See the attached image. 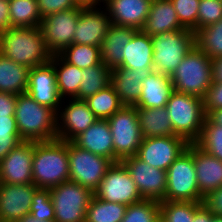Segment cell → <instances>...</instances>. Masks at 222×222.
<instances>
[{
  "label": "cell",
  "instance_id": "obj_27",
  "mask_svg": "<svg viewBox=\"0 0 222 222\" xmlns=\"http://www.w3.org/2000/svg\"><path fill=\"white\" fill-rule=\"evenodd\" d=\"M121 68L154 70L151 36L138 30L124 48Z\"/></svg>",
  "mask_w": 222,
  "mask_h": 222
},
{
  "label": "cell",
  "instance_id": "obj_34",
  "mask_svg": "<svg viewBox=\"0 0 222 222\" xmlns=\"http://www.w3.org/2000/svg\"><path fill=\"white\" fill-rule=\"evenodd\" d=\"M127 205L107 202L93 196L86 211L85 222H121Z\"/></svg>",
  "mask_w": 222,
  "mask_h": 222
},
{
  "label": "cell",
  "instance_id": "obj_36",
  "mask_svg": "<svg viewBox=\"0 0 222 222\" xmlns=\"http://www.w3.org/2000/svg\"><path fill=\"white\" fill-rule=\"evenodd\" d=\"M67 63L80 69L101 64L100 47L71 44L59 54Z\"/></svg>",
  "mask_w": 222,
  "mask_h": 222
},
{
  "label": "cell",
  "instance_id": "obj_54",
  "mask_svg": "<svg viewBox=\"0 0 222 222\" xmlns=\"http://www.w3.org/2000/svg\"><path fill=\"white\" fill-rule=\"evenodd\" d=\"M211 222H222V217L214 215Z\"/></svg>",
  "mask_w": 222,
  "mask_h": 222
},
{
  "label": "cell",
  "instance_id": "obj_6",
  "mask_svg": "<svg viewBox=\"0 0 222 222\" xmlns=\"http://www.w3.org/2000/svg\"><path fill=\"white\" fill-rule=\"evenodd\" d=\"M154 71L171 76L182 59L195 47L190 29L171 30L151 36Z\"/></svg>",
  "mask_w": 222,
  "mask_h": 222
},
{
  "label": "cell",
  "instance_id": "obj_22",
  "mask_svg": "<svg viewBox=\"0 0 222 222\" xmlns=\"http://www.w3.org/2000/svg\"><path fill=\"white\" fill-rule=\"evenodd\" d=\"M153 70L115 67L111 72V84L123 105L134 106L142 90V81Z\"/></svg>",
  "mask_w": 222,
  "mask_h": 222
},
{
  "label": "cell",
  "instance_id": "obj_50",
  "mask_svg": "<svg viewBox=\"0 0 222 222\" xmlns=\"http://www.w3.org/2000/svg\"><path fill=\"white\" fill-rule=\"evenodd\" d=\"M212 72L213 82H222V57L213 59Z\"/></svg>",
  "mask_w": 222,
  "mask_h": 222
},
{
  "label": "cell",
  "instance_id": "obj_49",
  "mask_svg": "<svg viewBox=\"0 0 222 222\" xmlns=\"http://www.w3.org/2000/svg\"><path fill=\"white\" fill-rule=\"evenodd\" d=\"M214 214L203 204L195 213L193 222H211Z\"/></svg>",
  "mask_w": 222,
  "mask_h": 222
},
{
  "label": "cell",
  "instance_id": "obj_8",
  "mask_svg": "<svg viewBox=\"0 0 222 222\" xmlns=\"http://www.w3.org/2000/svg\"><path fill=\"white\" fill-rule=\"evenodd\" d=\"M107 120L114 145V163L136 155L143 140L137 108L123 105Z\"/></svg>",
  "mask_w": 222,
  "mask_h": 222
},
{
  "label": "cell",
  "instance_id": "obj_40",
  "mask_svg": "<svg viewBox=\"0 0 222 222\" xmlns=\"http://www.w3.org/2000/svg\"><path fill=\"white\" fill-rule=\"evenodd\" d=\"M22 141L15 116H0V162Z\"/></svg>",
  "mask_w": 222,
  "mask_h": 222
},
{
  "label": "cell",
  "instance_id": "obj_19",
  "mask_svg": "<svg viewBox=\"0 0 222 222\" xmlns=\"http://www.w3.org/2000/svg\"><path fill=\"white\" fill-rule=\"evenodd\" d=\"M32 184H0V221L17 222L30 213L34 192Z\"/></svg>",
  "mask_w": 222,
  "mask_h": 222
},
{
  "label": "cell",
  "instance_id": "obj_48",
  "mask_svg": "<svg viewBox=\"0 0 222 222\" xmlns=\"http://www.w3.org/2000/svg\"><path fill=\"white\" fill-rule=\"evenodd\" d=\"M10 28L9 0H0V33Z\"/></svg>",
  "mask_w": 222,
  "mask_h": 222
},
{
  "label": "cell",
  "instance_id": "obj_11",
  "mask_svg": "<svg viewBox=\"0 0 222 222\" xmlns=\"http://www.w3.org/2000/svg\"><path fill=\"white\" fill-rule=\"evenodd\" d=\"M94 196L107 202L127 206L143 200L135 182L121 162L112 163L107 169Z\"/></svg>",
  "mask_w": 222,
  "mask_h": 222
},
{
  "label": "cell",
  "instance_id": "obj_10",
  "mask_svg": "<svg viewBox=\"0 0 222 222\" xmlns=\"http://www.w3.org/2000/svg\"><path fill=\"white\" fill-rule=\"evenodd\" d=\"M69 180L91 190H97L112 162L68 141Z\"/></svg>",
  "mask_w": 222,
  "mask_h": 222
},
{
  "label": "cell",
  "instance_id": "obj_47",
  "mask_svg": "<svg viewBox=\"0 0 222 222\" xmlns=\"http://www.w3.org/2000/svg\"><path fill=\"white\" fill-rule=\"evenodd\" d=\"M17 95L0 92V116H14Z\"/></svg>",
  "mask_w": 222,
  "mask_h": 222
},
{
  "label": "cell",
  "instance_id": "obj_17",
  "mask_svg": "<svg viewBox=\"0 0 222 222\" xmlns=\"http://www.w3.org/2000/svg\"><path fill=\"white\" fill-rule=\"evenodd\" d=\"M26 93L39 104L58 112L62 98L58 93L56 73L51 62L29 69Z\"/></svg>",
  "mask_w": 222,
  "mask_h": 222
},
{
  "label": "cell",
  "instance_id": "obj_43",
  "mask_svg": "<svg viewBox=\"0 0 222 222\" xmlns=\"http://www.w3.org/2000/svg\"><path fill=\"white\" fill-rule=\"evenodd\" d=\"M222 19L221 0H200L197 15V31Z\"/></svg>",
  "mask_w": 222,
  "mask_h": 222
},
{
  "label": "cell",
  "instance_id": "obj_31",
  "mask_svg": "<svg viewBox=\"0 0 222 222\" xmlns=\"http://www.w3.org/2000/svg\"><path fill=\"white\" fill-rule=\"evenodd\" d=\"M112 69L103 63L82 69V80L75 99L86 100L111 84Z\"/></svg>",
  "mask_w": 222,
  "mask_h": 222
},
{
  "label": "cell",
  "instance_id": "obj_3",
  "mask_svg": "<svg viewBox=\"0 0 222 222\" xmlns=\"http://www.w3.org/2000/svg\"><path fill=\"white\" fill-rule=\"evenodd\" d=\"M56 112L27 93L17 95L15 120L23 141H52L57 135Z\"/></svg>",
  "mask_w": 222,
  "mask_h": 222
},
{
  "label": "cell",
  "instance_id": "obj_42",
  "mask_svg": "<svg viewBox=\"0 0 222 222\" xmlns=\"http://www.w3.org/2000/svg\"><path fill=\"white\" fill-rule=\"evenodd\" d=\"M30 213L34 217L55 221V212L51 200L50 189L37 188L35 190Z\"/></svg>",
  "mask_w": 222,
  "mask_h": 222
},
{
  "label": "cell",
  "instance_id": "obj_15",
  "mask_svg": "<svg viewBox=\"0 0 222 222\" xmlns=\"http://www.w3.org/2000/svg\"><path fill=\"white\" fill-rule=\"evenodd\" d=\"M129 172L143 199L162 201L165 198L167 172L151 167L136 155L120 161Z\"/></svg>",
  "mask_w": 222,
  "mask_h": 222
},
{
  "label": "cell",
  "instance_id": "obj_4",
  "mask_svg": "<svg viewBox=\"0 0 222 222\" xmlns=\"http://www.w3.org/2000/svg\"><path fill=\"white\" fill-rule=\"evenodd\" d=\"M212 62L195 45L170 76L174 91L203 99L213 83Z\"/></svg>",
  "mask_w": 222,
  "mask_h": 222
},
{
  "label": "cell",
  "instance_id": "obj_53",
  "mask_svg": "<svg viewBox=\"0 0 222 222\" xmlns=\"http://www.w3.org/2000/svg\"><path fill=\"white\" fill-rule=\"evenodd\" d=\"M17 222H55V221H48L43 218L34 217L31 213L26 214Z\"/></svg>",
  "mask_w": 222,
  "mask_h": 222
},
{
  "label": "cell",
  "instance_id": "obj_2",
  "mask_svg": "<svg viewBox=\"0 0 222 222\" xmlns=\"http://www.w3.org/2000/svg\"><path fill=\"white\" fill-rule=\"evenodd\" d=\"M33 184L51 189L69 180L68 141L34 142Z\"/></svg>",
  "mask_w": 222,
  "mask_h": 222
},
{
  "label": "cell",
  "instance_id": "obj_20",
  "mask_svg": "<svg viewBox=\"0 0 222 222\" xmlns=\"http://www.w3.org/2000/svg\"><path fill=\"white\" fill-rule=\"evenodd\" d=\"M151 0H104V8L114 25L142 30Z\"/></svg>",
  "mask_w": 222,
  "mask_h": 222
},
{
  "label": "cell",
  "instance_id": "obj_52",
  "mask_svg": "<svg viewBox=\"0 0 222 222\" xmlns=\"http://www.w3.org/2000/svg\"><path fill=\"white\" fill-rule=\"evenodd\" d=\"M215 124L222 126V108L212 110L207 115Z\"/></svg>",
  "mask_w": 222,
  "mask_h": 222
},
{
  "label": "cell",
  "instance_id": "obj_30",
  "mask_svg": "<svg viewBox=\"0 0 222 222\" xmlns=\"http://www.w3.org/2000/svg\"><path fill=\"white\" fill-rule=\"evenodd\" d=\"M50 62L54 66L60 97L75 98L82 80V69L67 63L59 54L52 55Z\"/></svg>",
  "mask_w": 222,
  "mask_h": 222
},
{
  "label": "cell",
  "instance_id": "obj_24",
  "mask_svg": "<svg viewBox=\"0 0 222 222\" xmlns=\"http://www.w3.org/2000/svg\"><path fill=\"white\" fill-rule=\"evenodd\" d=\"M194 165L200 195L204 198L222 186V161L194 144Z\"/></svg>",
  "mask_w": 222,
  "mask_h": 222
},
{
  "label": "cell",
  "instance_id": "obj_9",
  "mask_svg": "<svg viewBox=\"0 0 222 222\" xmlns=\"http://www.w3.org/2000/svg\"><path fill=\"white\" fill-rule=\"evenodd\" d=\"M55 222H85L94 193L71 180L50 189Z\"/></svg>",
  "mask_w": 222,
  "mask_h": 222
},
{
  "label": "cell",
  "instance_id": "obj_41",
  "mask_svg": "<svg viewBox=\"0 0 222 222\" xmlns=\"http://www.w3.org/2000/svg\"><path fill=\"white\" fill-rule=\"evenodd\" d=\"M180 24L197 32V15L200 0H171Z\"/></svg>",
  "mask_w": 222,
  "mask_h": 222
},
{
  "label": "cell",
  "instance_id": "obj_21",
  "mask_svg": "<svg viewBox=\"0 0 222 222\" xmlns=\"http://www.w3.org/2000/svg\"><path fill=\"white\" fill-rule=\"evenodd\" d=\"M72 142L79 148L108 158L114 163V145L108 120L97 119Z\"/></svg>",
  "mask_w": 222,
  "mask_h": 222
},
{
  "label": "cell",
  "instance_id": "obj_25",
  "mask_svg": "<svg viewBox=\"0 0 222 222\" xmlns=\"http://www.w3.org/2000/svg\"><path fill=\"white\" fill-rule=\"evenodd\" d=\"M137 31L131 27L111 24L100 47L101 62L110 69L118 67L124 58V48Z\"/></svg>",
  "mask_w": 222,
  "mask_h": 222
},
{
  "label": "cell",
  "instance_id": "obj_46",
  "mask_svg": "<svg viewBox=\"0 0 222 222\" xmlns=\"http://www.w3.org/2000/svg\"><path fill=\"white\" fill-rule=\"evenodd\" d=\"M203 204L216 216L222 217V186L204 197Z\"/></svg>",
  "mask_w": 222,
  "mask_h": 222
},
{
  "label": "cell",
  "instance_id": "obj_16",
  "mask_svg": "<svg viewBox=\"0 0 222 222\" xmlns=\"http://www.w3.org/2000/svg\"><path fill=\"white\" fill-rule=\"evenodd\" d=\"M34 141H22L0 162V182L32 184Z\"/></svg>",
  "mask_w": 222,
  "mask_h": 222
},
{
  "label": "cell",
  "instance_id": "obj_38",
  "mask_svg": "<svg viewBox=\"0 0 222 222\" xmlns=\"http://www.w3.org/2000/svg\"><path fill=\"white\" fill-rule=\"evenodd\" d=\"M203 202L160 201V215L166 222H193L194 213Z\"/></svg>",
  "mask_w": 222,
  "mask_h": 222
},
{
  "label": "cell",
  "instance_id": "obj_23",
  "mask_svg": "<svg viewBox=\"0 0 222 222\" xmlns=\"http://www.w3.org/2000/svg\"><path fill=\"white\" fill-rule=\"evenodd\" d=\"M141 85L143 88L134 105L136 108L165 107L174 91L170 76L154 70L142 81Z\"/></svg>",
  "mask_w": 222,
  "mask_h": 222
},
{
  "label": "cell",
  "instance_id": "obj_13",
  "mask_svg": "<svg viewBox=\"0 0 222 222\" xmlns=\"http://www.w3.org/2000/svg\"><path fill=\"white\" fill-rule=\"evenodd\" d=\"M189 144L178 135L143 138L136 156L151 167L166 171Z\"/></svg>",
  "mask_w": 222,
  "mask_h": 222
},
{
  "label": "cell",
  "instance_id": "obj_12",
  "mask_svg": "<svg viewBox=\"0 0 222 222\" xmlns=\"http://www.w3.org/2000/svg\"><path fill=\"white\" fill-rule=\"evenodd\" d=\"M81 6L59 11L42 18L40 29L48 51L52 55L60 54L73 44Z\"/></svg>",
  "mask_w": 222,
  "mask_h": 222
},
{
  "label": "cell",
  "instance_id": "obj_39",
  "mask_svg": "<svg viewBox=\"0 0 222 222\" xmlns=\"http://www.w3.org/2000/svg\"><path fill=\"white\" fill-rule=\"evenodd\" d=\"M160 216V202L143 199L128 205L121 222H155Z\"/></svg>",
  "mask_w": 222,
  "mask_h": 222
},
{
  "label": "cell",
  "instance_id": "obj_37",
  "mask_svg": "<svg viewBox=\"0 0 222 222\" xmlns=\"http://www.w3.org/2000/svg\"><path fill=\"white\" fill-rule=\"evenodd\" d=\"M205 153L222 161V126L205 117L200 137L194 142Z\"/></svg>",
  "mask_w": 222,
  "mask_h": 222
},
{
  "label": "cell",
  "instance_id": "obj_7",
  "mask_svg": "<svg viewBox=\"0 0 222 222\" xmlns=\"http://www.w3.org/2000/svg\"><path fill=\"white\" fill-rule=\"evenodd\" d=\"M165 198L162 201L203 202L196 181L194 165V143L169 166Z\"/></svg>",
  "mask_w": 222,
  "mask_h": 222
},
{
  "label": "cell",
  "instance_id": "obj_29",
  "mask_svg": "<svg viewBox=\"0 0 222 222\" xmlns=\"http://www.w3.org/2000/svg\"><path fill=\"white\" fill-rule=\"evenodd\" d=\"M29 69L0 53V92L14 95L26 93Z\"/></svg>",
  "mask_w": 222,
  "mask_h": 222
},
{
  "label": "cell",
  "instance_id": "obj_35",
  "mask_svg": "<svg viewBox=\"0 0 222 222\" xmlns=\"http://www.w3.org/2000/svg\"><path fill=\"white\" fill-rule=\"evenodd\" d=\"M195 45L212 60L222 57V19L198 30Z\"/></svg>",
  "mask_w": 222,
  "mask_h": 222
},
{
  "label": "cell",
  "instance_id": "obj_1",
  "mask_svg": "<svg viewBox=\"0 0 222 222\" xmlns=\"http://www.w3.org/2000/svg\"><path fill=\"white\" fill-rule=\"evenodd\" d=\"M0 53L8 59L33 68L50 62L40 26L10 27L0 33Z\"/></svg>",
  "mask_w": 222,
  "mask_h": 222
},
{
  "label": "cell",
  "instance_id": "obj_14",
  "mask_svg": "<svg viewBox=\"0 0 222 222\" xmlns=\"http://www.w3.org/2000/svg\"><path fill=\"white\" fill-rule=\"evenodd\" d=\"M56 116V139L62 141H73L97 120L87 102L75 98L62 99Z\"/></svg>",
  "mask_w": 222,
  "mask_h": 222
},
{
  "label": "cell",
  "instance_id": "obj_45",
  "mask_svg": "<svg viewBox=\"0 0 222 222\" xmlns=\"http://www.w3.org/2000/svg\"><path fill=\"white\" fill-rule=\"evenodd\" d=\"M206 116L212 111L222 108V82H213L203 98Z\"/></svg>",
  "mask_w": 222,
  "mask_h": 222
},
{
  "label": "cell",
  "instance_id": "obj_32",
  "mask_svg": "<svg viewBox=\"0 0 222 222\" xmlns=\"http://www.w3.org/2000/svg\"><path fill=\"white\" fill-rule=\"evenodd\" d=\"M10 27H38L42 17L37 0H9Z\"/></svg>",
  "mask_w": 222,
  "mask_h": 222
},
{
  "label": "cell",
  "instance_id": "obj_18",
  "mask_svg": "<svg viewBox=\"0 0 222 222\" xmlns=\"http://www.w3.org/2000/svg\"><path fill=\"white\" fill-rule=\"evenodd\" d=\"M104 6L82 7L74 33L73 44L101 47L111 25Z\"/></svg>",
  "mask_w": 222,
  "mask_h": 222
},
{
  "label": "cell",
  "instance_id": "obj_28",
  "mask_svg": "<svg viewBox=\"0 0 222 222\" xmlns=\"http://www.w3.org/2000/svg\"><path fill=\"white\" fill-rule=\"evenodd\" d=\"M137 117L143 138L176 135L165 107L137 108Z\"/></svg>",
  "mask_w": 222,
  "mask_h": 222
},
{
  "label": "cell",
  "instance_id": "obj_26",
  "mask_svg": "<svg viewBox=\"0 0 222 222\" xmlns=\"http://www.w3.org/2000/svg\"><path fill=\"white\" fill-rule=\"evenodd\" d=\"M184 28L177 17L171 0H152L142 31L150 36Z\"/></svg>",
  "mask_w": 222,
  "mask_h": 222
},
{
  "label": "cell",
  "instance_id": "obj_33",
  "mask_svg": "<svg viewBox=\"0 0 222 222\" xmlns=\"http://www.w3.org/2000/svg\"><path fill=\"white\" fill-rule=\"evenodd\" d=\"M85 101L95 117L102 120H107L123 106L112 84L89 96Z\"/></svg>",
  "mask_w": 222,
  "mask_h": 222
},
{
  "label": "cell",
  "instance_id": "obj_51",
  "mask_svg": "<svg viewBox=\"0 0 222 222\" xmlns=\"http://www.w3.org/2000/svg\"><path fill=\"white\" fill-rule=\"evenodd\" d=\"M74 1L78 6L81 7H95V6H102V4H104V0H74Z\"/></svg>",
  "mask_w": 222,
  "mask_h": 222
},
{
  "label": "cell",
  "instance_id": "obj_55",
  "mask_svg": "<svg viewBox=\"0 0 222 222\" xmlns=\"http://www.w3.org/2000/svg\"><path fill=\"white\" fill-rule=\"evenodd\" d=\"M155 222H166L163 217L160 215Z\"/></svg>",
  "mask_w": 222,
  "mask_h": 222
},
{
  "label": "cell",
  "instance_id": "obj_44",
  "mask_svg": "<svg viewBox=\"0 0 222 222\" xmlns=\"http://www.w3.org/2000/svg\"><path fill=\"white\" fill-rule=\"evenodd\" d=\"M37 4L42 18L59 11L79 7L74 0H37Z\"/></svg>",
  "mask_w": 222,
  "mask_h": 222
},
{
  "label": "cell",
  "instance_id": "obj_5",
  "mask_svg": "<svg viewBox=\"0 0 222 222\" xmlns=\"http://www.w3.org/2000/svg\"><path fill=\"white\" fill-rule=\"evenodd\" d=\"M165 108L174 133L194 143L200 137L206 117L203 99L173 91Z\"/></svg>",
  "mask_w": 222,
  "mask_h": 222
}]
</instances>
